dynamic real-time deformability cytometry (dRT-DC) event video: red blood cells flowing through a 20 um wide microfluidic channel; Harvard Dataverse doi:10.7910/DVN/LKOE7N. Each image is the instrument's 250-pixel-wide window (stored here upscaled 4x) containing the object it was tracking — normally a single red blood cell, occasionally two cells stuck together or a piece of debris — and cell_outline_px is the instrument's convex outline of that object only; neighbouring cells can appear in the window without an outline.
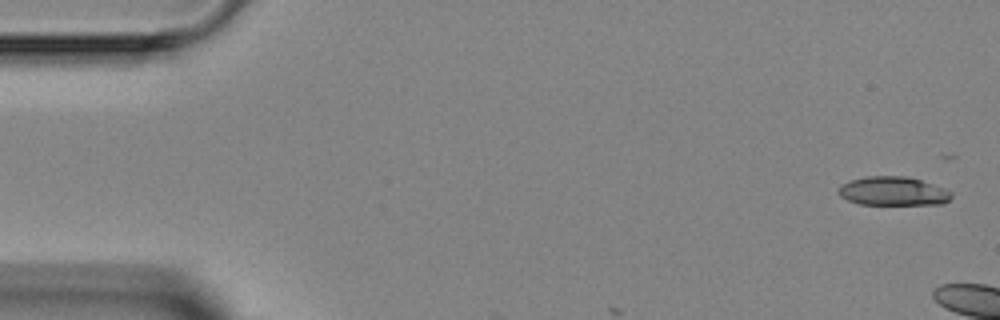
{"species": "Egyptian fruit bat (a non-hibernating species)", "species_latin": "Rousettus aegyptiacus", "temperature_condition": "room temperature", "stored_images_in_passage": 2, "camera_frame_rate_fps": 3000, "um_per_image_px": 0.085, "animal": {"sex": "female"}, "frame": {"image": 1, "passage_image": 1, "time_ms": 0.0, "image_size_px": [1000, 320], "cell_outline_px": [[952, 196], [944, 204], [860, 204], [848, 200], [840, 196], [836, 192], [840, 184], [848, 180], [864, 176], [904, 176], [920, 180], [944, 188], [952, 192]], "centroid_in_image_um": [75.86, 16.24], "position_along_channel_um": 9.1, "area_um2": 19.07}}